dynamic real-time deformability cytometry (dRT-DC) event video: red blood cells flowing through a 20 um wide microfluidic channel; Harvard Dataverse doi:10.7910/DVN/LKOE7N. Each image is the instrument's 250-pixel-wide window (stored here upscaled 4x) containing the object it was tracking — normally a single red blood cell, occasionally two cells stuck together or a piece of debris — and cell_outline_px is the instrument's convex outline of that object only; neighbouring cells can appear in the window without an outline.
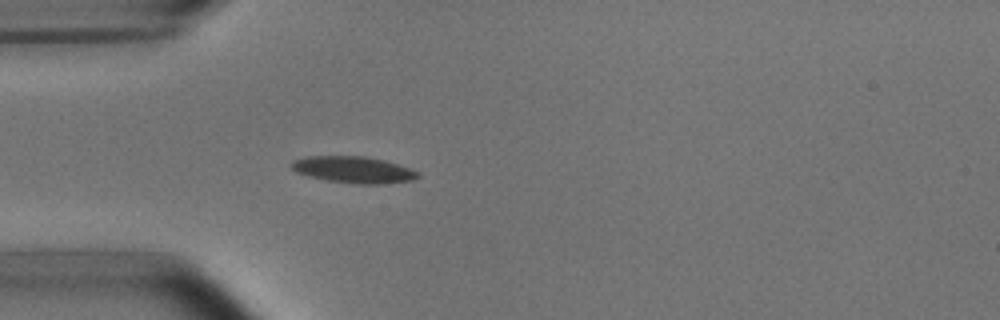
{"species": "common noctule bat (a hibernating species)", "species_latin": "Nyctalus noctula", "temperature_condition": "room temperature", "stored_images_in_passage": 39, "camera_frame_rate_fps": 3000, "um_per_image_px": 0.085, "animal": {"sex": "male", "body_mass_g": 15.6}, "frame": {"image": 1, "passage_image": 1, "time_ms": 0.0, "image_size_px": [1000, 320], "cell_outline_px": [[420, 176], [412, 180], [384, 184], [360, 184], [328, 180], [308, 176], [296, 172], [288, 164], [292, 160], [304, 156], [364, 156], [384, 160], [412, 168], [420, 172]], "centroid_in_image_um": [30.05, 14.41], "position_along_channel_um": 55.0, "area_um2": 19.77}}
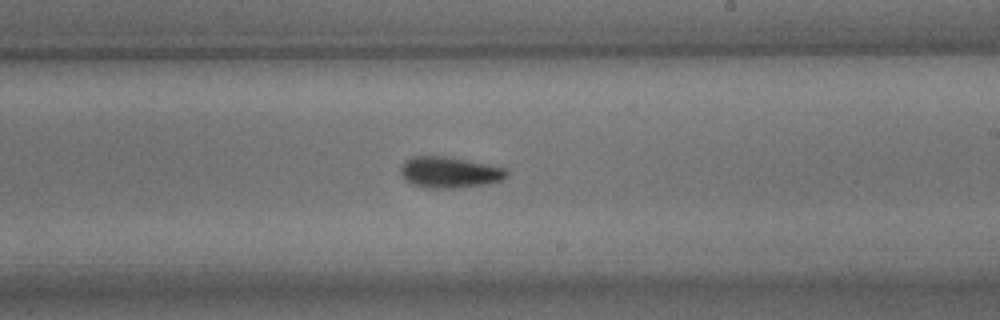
{"frame": {"image": 2, "passage_image": 17, "time_ms": 5.333, "image_size_px": [1000, 320], "cell_outline_px": [[508, 176], [504, 180], [488, 184], [456, 188], [428, 188], [412, 184], [404, 180], [400, 176], [400, 168], [404, 160], [412, 156], [444, 156], [508, 168]], "centroid_in_image_um": [38.2, 14.65], "position_along_channel_um": 250.8, "area_um2": 19.54}}
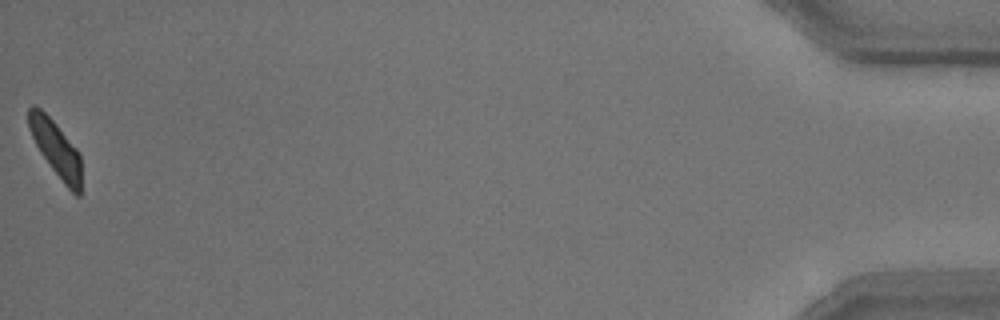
{"frame": {"image": 3, "passage_image": 39, "time_ms": 12.667, "image_size_px": [1000, 320], "cell_outline_px": [[80, 196], [76, 196], [64, 184], [40, 152], [28, 128], [28, 108], [32, 104], [36, 104], [56, 124], [80, 152]], "centroid_in_image_um": [4.73, 12.6], "position_along_channel_um": 430.5, "area_um2": 16.94}, "authors_computed_cell_mechanics": {"area_um2": 18.496, "velocity_mm_per_s": 3.754, "shape_relaxation_time_tau1_ms": 4.7827, "shape_relaxation_time_tau2_ms": 3.8397, "deformation_change_tau1": 0.1525, "deformation_change_tau2": 0.1158}}